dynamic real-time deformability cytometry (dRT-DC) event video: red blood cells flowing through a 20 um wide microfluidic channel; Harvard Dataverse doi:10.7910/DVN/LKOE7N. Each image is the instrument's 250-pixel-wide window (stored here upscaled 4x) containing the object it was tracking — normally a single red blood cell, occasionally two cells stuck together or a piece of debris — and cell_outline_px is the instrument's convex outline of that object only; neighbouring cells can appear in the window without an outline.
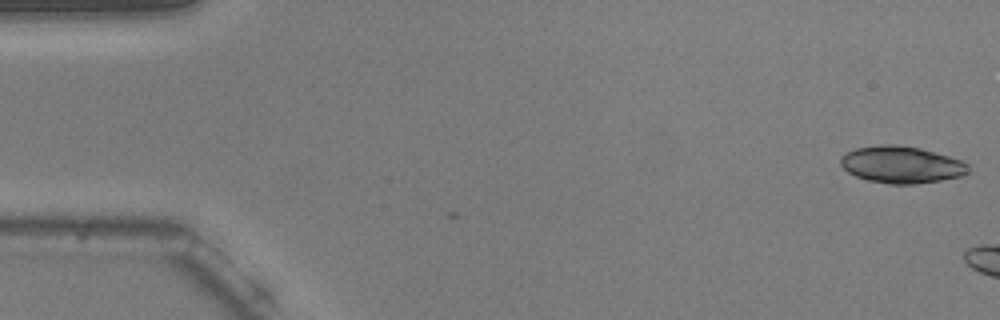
{"species": "common noctule bat (a hibernating species)", "species_latin": "Nyctalus noctula", "temperature_condition": "warm", "stored_images_in_passage": 4, "camera_frame_rate_fps": 3000, "um_per_image_px": 0.085, "animal": {"sex": "male", "body_mass_g": 20.5, "forearm_length_mm": 52.5}, "frame": {"image": 1, "passage_image": 1, "time_ms": 0.0, "image_size_px": [1000, 320], "cell_outline_px": [[968, 172], [960, 176], [940, 180], [916, 184], [888, 184], [868, 180], [856, 176], [848, 172], [840, 164], [840, 156], [856, 148], [880, 144], [896, 144], [920, 148], [948, 156], [960, 160], [968, 164]], "centroid_in_image_um": [76.59, 13.99], "position_along_channel_um": 8.4, "area_um2": 27.4}}